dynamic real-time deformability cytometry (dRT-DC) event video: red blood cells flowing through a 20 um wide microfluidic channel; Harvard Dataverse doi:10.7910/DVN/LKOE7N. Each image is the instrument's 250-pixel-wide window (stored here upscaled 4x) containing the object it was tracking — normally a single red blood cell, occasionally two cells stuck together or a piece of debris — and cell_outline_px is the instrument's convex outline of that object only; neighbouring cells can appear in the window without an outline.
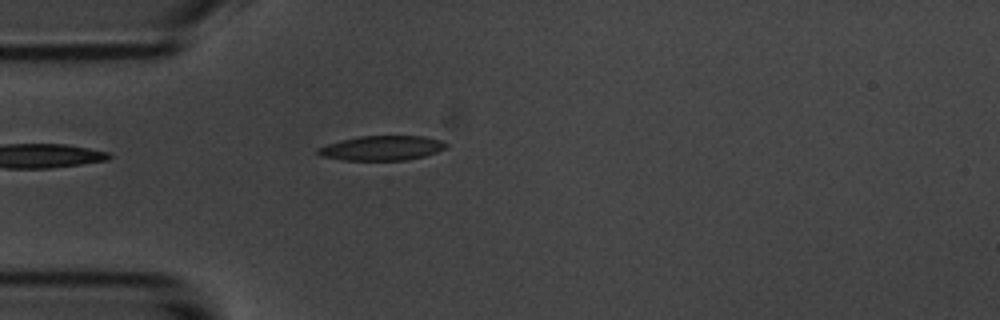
{"species": "common noctule bat (a hibernating species)", "species_latin": "Nyctalus noctula", "temperature_condition": "room temperature", "stored_images_in_passage": 18, "camera_frame_rate_fps": 3000, "um_per_image_px": 0.085, "animal": {"sex": "male", "body_mass_g": 20.1, "forearm_length_mm": 53.5}, "frame": {"image": 1, "passage_image": 1, "time_ms": 0.0, "image_size_px": [1000, 320], "cell_outline_px": [[448, 144], [444, 148], [436, 152], [424, 156], [408, 160], [344, 160], [320, 156], [316, 152], [316, 148], [340, 140], [360, 136], [424, 136], [440, 140]], "centroid_in_image_um": [32.43, 12.58], "position_along_channel_um": 52.6, "area_um2": 18.38}}
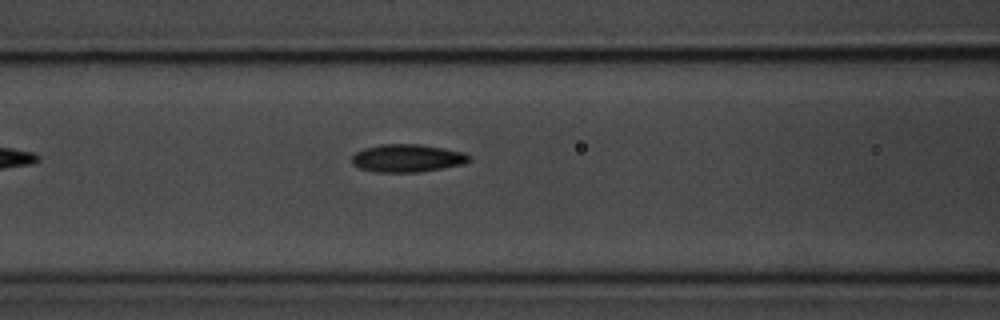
{"frame": {"image": 2, "passage_image": 8, "time_ms": 2.333, "image_size_px": [1000, 320], "cell_outline_px": [[472, 160], [464, 164], [420, 172], [372, 172], [360, 168], [352, 164], [352, 156], [356, 152], [364, 148], [380, 144], [420, 144], [464, 152], [472, 156]], "centroid_in_image_um": [34.63, 13.44], "position_along_channel_um": 132.0, "area_um2": 19.19}}
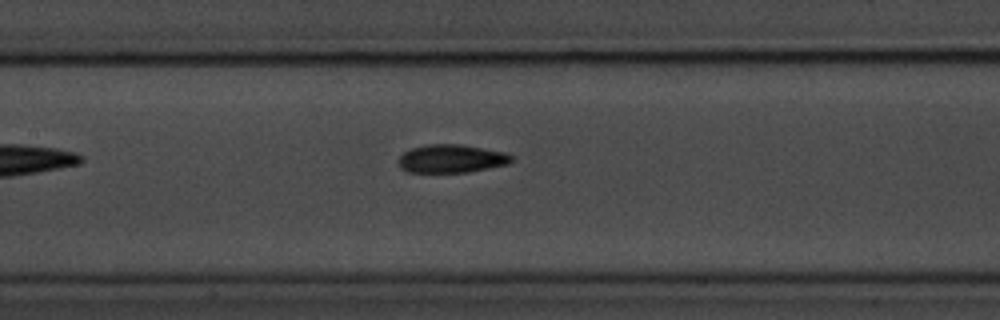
{"frame": {"image": 3, "passage_image": 11, "time_ms": 3.333, "image_size_px": [1000, 320], "cell_outline_px": [[512, 160], [508, 164], [468, 172], [408, 172], [400, 168], [396, 160], [404, 152], [412, 148], [428, 144], [460, 144], [504, 152], [512, 156]], "centroid_in_image_um": [38.32, 13.49], "position_along_channel_um": 169.1, "area_um2": 18.55}}